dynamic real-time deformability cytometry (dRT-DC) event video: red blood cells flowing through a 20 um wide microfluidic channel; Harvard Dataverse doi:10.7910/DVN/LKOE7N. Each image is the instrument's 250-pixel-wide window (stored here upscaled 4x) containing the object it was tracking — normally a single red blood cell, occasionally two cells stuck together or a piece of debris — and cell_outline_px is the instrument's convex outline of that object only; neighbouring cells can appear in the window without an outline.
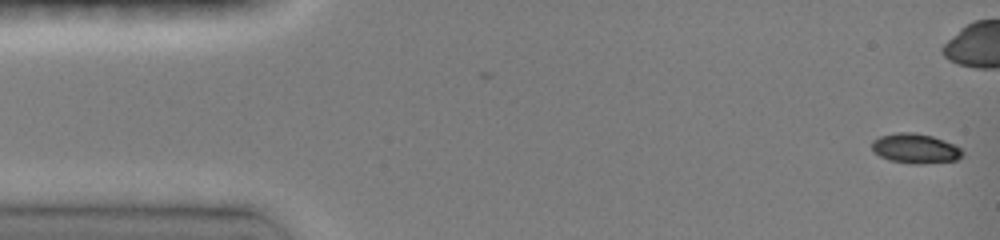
{"species": "common noctule bat (a hibernating species)", "species_latin": "Nyctalus noctula", "temperature_condition": "room temperature", "stored_images_in_passage": 3, "camera_frame_rate_fps": 3000, "um_per_image_px": 0.085, "animal": {"sex": "female", "body_mass_g": 19.0, "forearm_length_mm": 51.5}, "frame": {"image": 1, "passage_image": 3, "time_ms": 0.667, "image_size_px": [1000, 240], "cell_outline_px": [[964, 152], [956, 160], [920, 164], [912, 164], [888, 160], [880, 156], [872, 148], [872, 140], [880, 136], [896, 132], [912, 132], [932, 136], [952, 144], [960, 148]], "centroid_in_image_um": [77.77, 12.62], "position_along_channel_um": 7.2, "area_um2": 15.55}}